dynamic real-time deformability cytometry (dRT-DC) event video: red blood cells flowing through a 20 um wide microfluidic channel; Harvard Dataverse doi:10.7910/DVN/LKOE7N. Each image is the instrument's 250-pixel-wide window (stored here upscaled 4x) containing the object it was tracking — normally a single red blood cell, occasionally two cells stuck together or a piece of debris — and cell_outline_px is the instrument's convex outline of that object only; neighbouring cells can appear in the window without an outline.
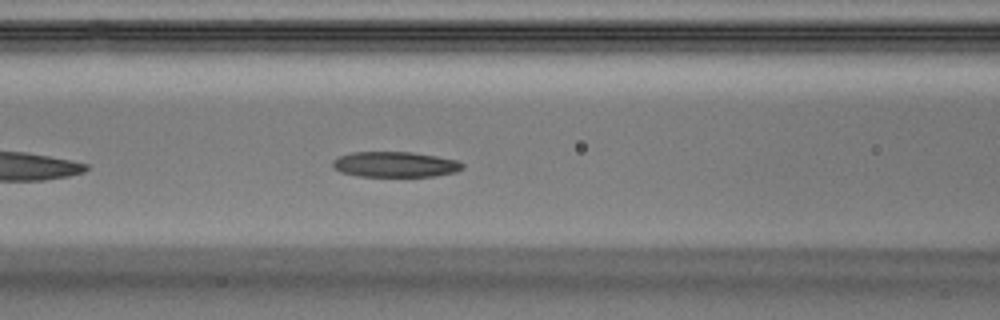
{"species": "Egyptian fruit bat (a non-hibernating species)", "species_latin": "Rousettus aegyptiacus", "temperature_condition": "warm", "stored_images_in_passage": 31, "segment_of_instrument_passage": [1, 2], "camera_frame_rate_fps": 3000, "um_per_image_px": 0.085, "animal": {"sex": "male"}, "frame": {"image": 1, "passage_image": 7, "time_ms": 2.0, "image_size_px": [1000, 320], "cell_outline_px": [[464, 168], [456, 172], [436, 176], [356, 176], [340, 172], [332, 164], [332, 160], [336, 156], [352, 152], [412, 152], [460, 160], [464, 164]], "centroid_in_image_um": [33.6, 13.97], "position_along_channel_um": 133.0, "area_um2": 19.48}}
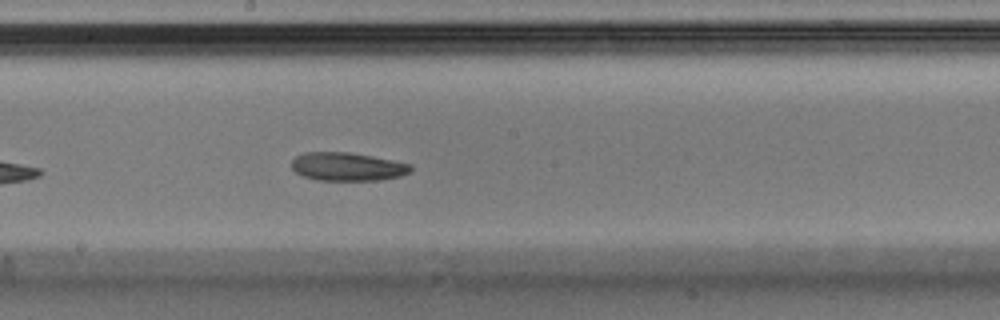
{"frame": {"image": 2, "passage_image": 12, "time_ms": 3.667, "image_size_px": [1000, 320], "cell_outline_px": [[412, 172], [400, 176], [380, 180], [316, 180], [304, 176], [296, 172], [292, 168], [292, 160], [296, 156], [304, 152], [348, 152], [372, 156], [412, 164]], "centroid_in_image_um": [29.55, 14.16], "position_along_channel_um": 218.7, "area_um2": 19.71}}
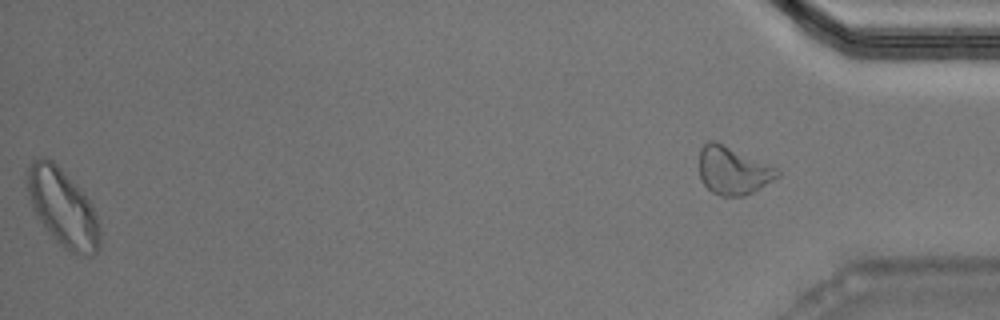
{"frame": {"image": 3, "passage_image": 30, "time_ms": 9.667, "image_size_px": [1000, 320], "cell_outline_px": [[100, 248], [92, 256], [84, 256], [72, 252], [64, 248], [52, 236], [40, 220], [32, 208], [28, 192], [28, 168], [32, 160], [40, 156], [48, 156], [76, 184], [88, 200], [96, 216], [100, 228]], "centroid_in_image_um": [5.34, 17.65], "position_along_channel_um": 429.9, "area_um2": 32.37}}